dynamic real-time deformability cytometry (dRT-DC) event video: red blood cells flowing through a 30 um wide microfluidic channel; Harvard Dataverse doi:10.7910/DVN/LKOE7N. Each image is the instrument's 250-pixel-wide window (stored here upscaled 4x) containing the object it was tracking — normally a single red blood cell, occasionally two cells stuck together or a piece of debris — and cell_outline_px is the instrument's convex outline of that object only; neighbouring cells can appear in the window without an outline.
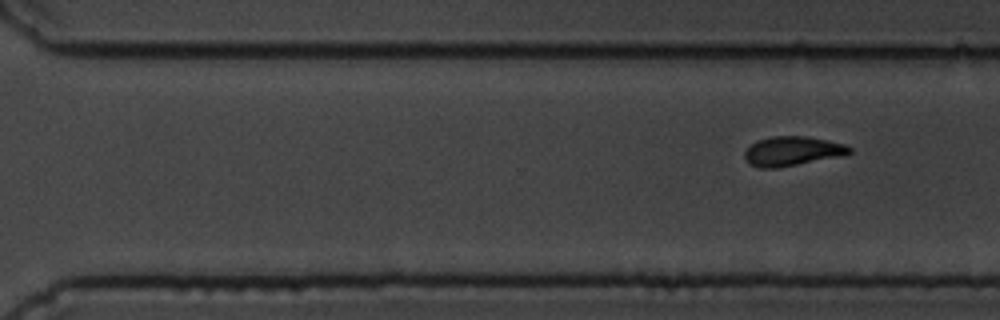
{"species": "common noctule bat (a hibernating species)", "species_latin": "Nyctalus noctula", "temperature_condition": "cold", "stored_images_in_passage": 12, "camera_frame_rate_fps": 3000, "um_per_image_px": 0.085, "animal": {"sex": "male", "body_mass_g": 19.5, "forearm_length_mm": 54.6}, "frame": {"image": 1, "passage_image": 12, "time_ms": 14.333, "image_size_px": [1000, 320], "cell_outline_px": [[852, 152], [844, 156], [776, 168], [760, 168], [748, 164], [744, 156], [744, 152], [756, 140], [772, 136], [804, 136], [828, 140], [844, 144], [852, 148]], "centroid_in_image_um": [67.35, 12.85], "position_along_channel_um": 303.2, "area_um2": 18.09}}